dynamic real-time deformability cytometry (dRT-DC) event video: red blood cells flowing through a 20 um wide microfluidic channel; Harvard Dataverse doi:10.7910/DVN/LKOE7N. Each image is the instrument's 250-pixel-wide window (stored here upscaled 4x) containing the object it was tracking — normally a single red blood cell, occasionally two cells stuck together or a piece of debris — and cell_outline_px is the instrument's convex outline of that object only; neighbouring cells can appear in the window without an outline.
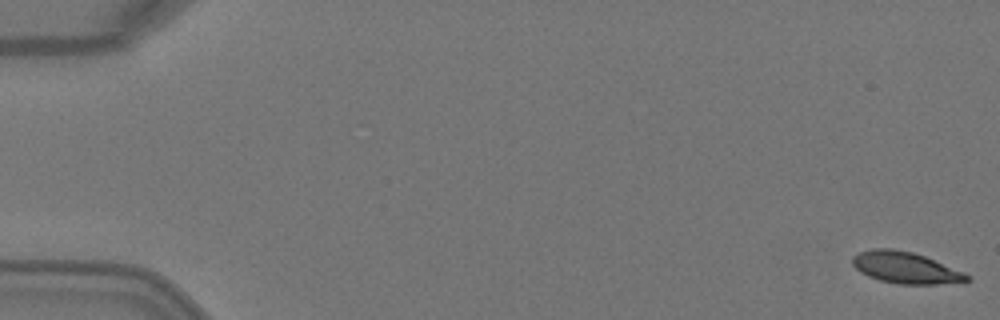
{"species": "Egyptian fruit bat (a non-hibernating species)", "species_latin": "Rousettus aegyptiacus", "temperature_condition": "warm", "stored_images_in_passage": 5, "camera_frame_rate_fps": 3000, "um_per_image_px": 0.085, "animal": {"sex": "female"}, "frame": {"image": 1, "passage_image": 1, "time_ms": 0.0, "image_size_px": [1000, 320], "cell_outline_px": [[972, 280], [964, 284], [900, 284], [880, 280], [868, 276], [860, 272], [852, 264], [852, 256], [860, 252], [872, 248], [892, 248], [912, 252], [924, 256], [964, 272], [972, 276]], "centroid_in_image_um": [77.04, 22.77], "position_along_channel_um": 8.0, "area_um2": 21.33}}